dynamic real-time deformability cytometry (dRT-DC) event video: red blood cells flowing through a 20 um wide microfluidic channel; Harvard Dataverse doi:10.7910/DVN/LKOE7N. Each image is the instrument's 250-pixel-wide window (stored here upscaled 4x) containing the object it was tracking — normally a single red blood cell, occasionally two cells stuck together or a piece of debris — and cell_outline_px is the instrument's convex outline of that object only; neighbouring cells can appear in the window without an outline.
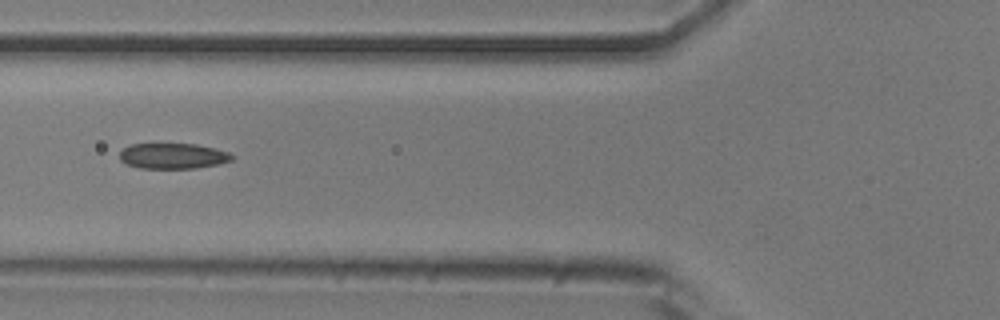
{"species": "common noctule bat (a hibernating species)", "species_latin": "Nyctalus noctula", "temperature_condition": "room temperature", "stored_images_in_passage": 2, "camera_frame_rate_fps": 3000, "um_per_image_px": 0.085, "animal": {"sex": "male", "body_mass_g": 20.5, "forearm_length_mm": 52.5}, "frame": {"image": 1, "passage_image": 2, "time_ms": 0.333, "image_size_px": [1000, 320], "cell_outline_px": [[236, 156], [232, 160], [216, 164], [196, 168], [140, 168], [128, 164], [120, 160], [120, 152], [124, 148], [132, 144], [196, 144], [216, 148], [228, 152]], "centroid_in_image_um": [14.73, 13.25], "position_along_channel_um": 111.1, "area_um2": 16.65}}